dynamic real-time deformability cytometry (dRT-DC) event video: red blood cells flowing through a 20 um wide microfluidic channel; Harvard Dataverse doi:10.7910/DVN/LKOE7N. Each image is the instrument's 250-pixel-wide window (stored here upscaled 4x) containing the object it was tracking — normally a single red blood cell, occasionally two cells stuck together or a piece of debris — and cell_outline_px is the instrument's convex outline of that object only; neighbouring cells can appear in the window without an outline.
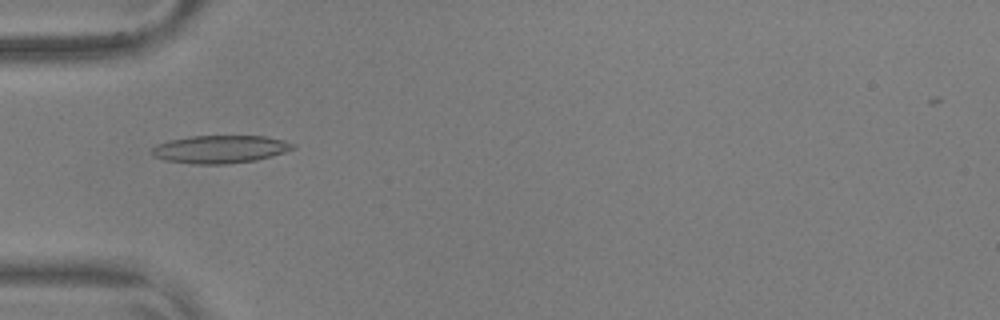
{"species": "common noctule bat (a hibernating species)", "species_latin": "Nyctalus noctula", "temperature_condition": "warm", "stored_images_in_passage": 39, "camera_frame_rate_fps": 3000, "um_per_image_px": 0.085, "animal": {"sex": "male", "body_mass_g": 17.9, "forearm_length_mm": 54.2}, "frame": {"image": 1, "passage_image": 13, "time_ms": 4.0, "image_size_px": [1000, 320], "cell_outline_px": [[296, 148], [284, 152], [256, 160], [228, 164], [192, 164], [164, 160], [152, 156], [152, 148], [156, 144], [168, 140], [192, 136], [264, 136], [284, 140], [296, 144]], "centroid_in_image_um": [18.7, 12.68], "position_along_channel_um": 66.3, "area_um2": 23.0}}
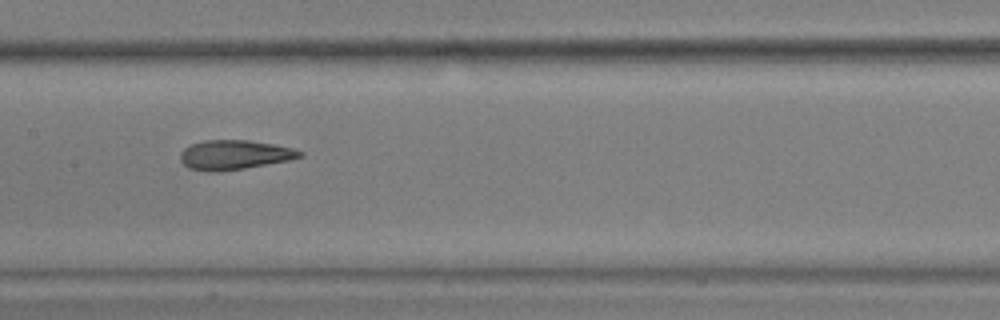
{"frame": {"image": 2, "passage_image": 23, "time_ms": 7.333, "image_size_px": [1000, 320], "cell_outline_px": [[304, 156], [288, 160], [244, 168], [216, 172], [188, 168], [180, 160], [180, 152], [184, 148], [192, 144], [204, 140], [248, 140], [272, 144], [292, 148], [304, 152]], "centroid_in_image_um": [19.91, 13.15], "position_along_channel_um": 187.5, "area_um2": 20.35}}
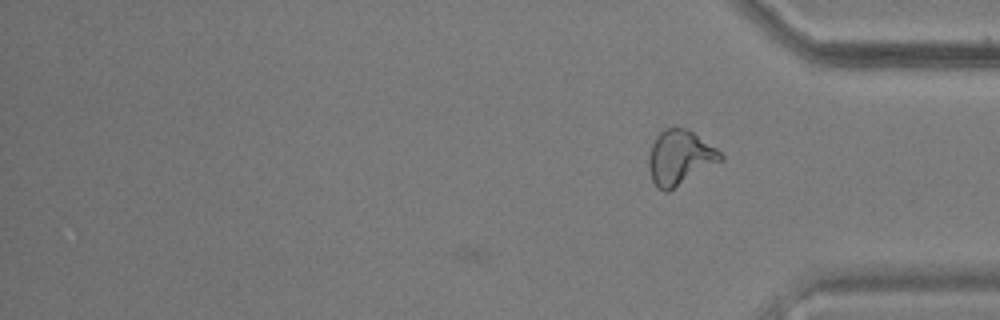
{"frame": {"image": 3, "passage_image": 39, "time_ms": 12.667, "image_size_px": [1000, 320], "cell_outline_px": [[724, 160], [668, 192], [664, 192], [652, 180], [648, 168], [648, 156], [652, 144], [656, 136], [664, 128], [688, 128], [716, 148], [724, 156]], "centroid_in_image_um": [57.79, 13.39], "position_along_channel_um": 377.4, "area_um2": 23.0}, "authors_computed_cell_mechanics": {"area_um2": 20.9814, "velocity_mm_per_s": 3.6382, "shape_relaxation_time_tau1_ms": 7.0717, "shape_relaxation_time_tau2_ms": 1.8732, "deformation_change_tau1": 0.2262, "deformation_change_tau2": 0.1058}}